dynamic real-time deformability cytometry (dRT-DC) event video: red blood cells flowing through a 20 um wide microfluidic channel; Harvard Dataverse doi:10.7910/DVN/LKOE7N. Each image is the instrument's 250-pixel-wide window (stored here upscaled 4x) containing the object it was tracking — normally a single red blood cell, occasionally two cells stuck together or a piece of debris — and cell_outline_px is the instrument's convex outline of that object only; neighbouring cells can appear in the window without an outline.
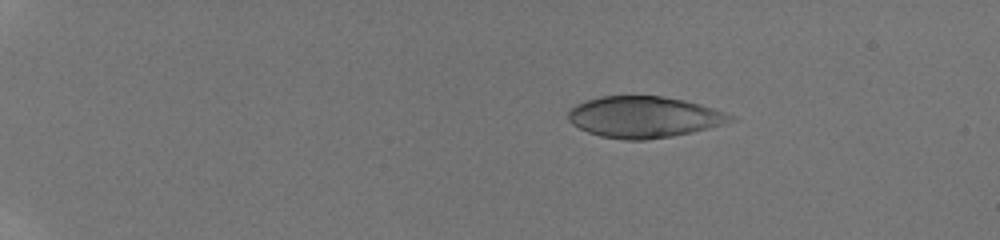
{"species": "human", "species_latin": "Homo sapiens", "temperature_condition": "room temperature", "stored_images_in_passage": 42, "camera_frame_rate_fps": 3000, "um_per_image_px": 0.085, "donor": {"sex": "male"}, "frame": {"image": 1, "passage_image": 4, "time_ms": 2.333, "image_size_px": [1000, 240], "cell_outline_px": [[736, 120], [724, 124], [692, 132], [672, 136], [644, 140], [624, 140], [600, 136], [588, 132], [572, 124], [568, 120], [568, 112], [576, 104], [600, 96], [664, 96], [684, 100], [700, 104], [736, 116]], "centroid_in_image_um": [54.75, 9.95], "position_along_channel_um": 30.2, "area_um2": 39.02}}
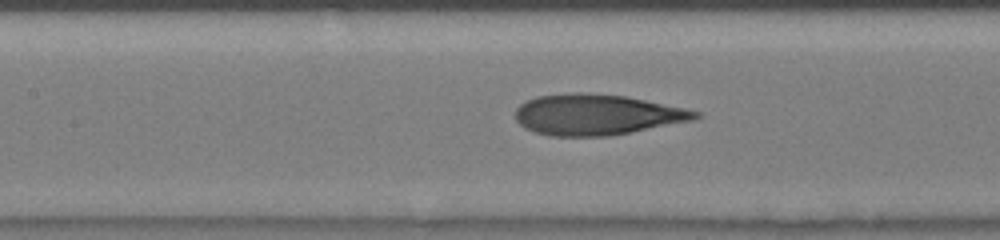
{"frame": {"image": 2, "passage_image": 22, "time_ms": 8.333, "image_size_px": [1000, 240], "cell_outline_px": [[700, 116], [692, 120], [608, 136], [548, 136], [524, 128], [516, 120], [516, 108], [520, 104], [536, 96], [572, 92], [584, 92], [624, 96], [684, 108], [700, 112]], "centroid_in_image_um": [50.66, 9.74], "position_along_channel_um": 156.7, "area_um2": 42.37}}
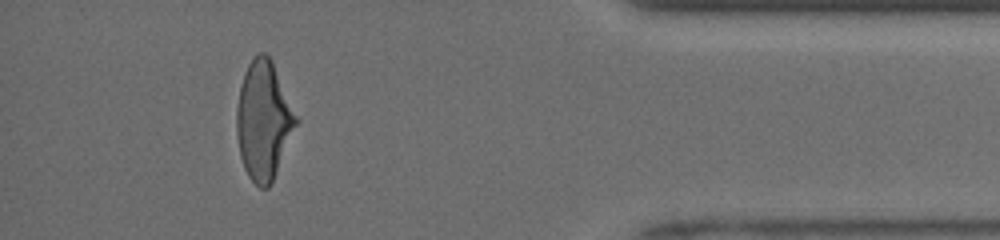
{"frame": {"image": 3, "passage_image": 38, "time_ms": 15.333, "image_size_px": [1000, 240], "cell_outline_px": [[300, 120], [272, 184], [268, 188], [260, 188], [248, 176], [244, 168], [240, 156], [236, 136], [236, 108], [240, 88], [248, 64], [260, 52], [264, 52], [272, 60]], "centroid_in_image_um": [22.43, 10.28], "position_along_channel_um": 412.8, "area_um2": 41.44}, "authors_computed_cell_mechanics": {"area_um2": 41.4426, "velocity_mm_per_s": 4.1088, "shape_relaxation_time_tau1_ms": 3.8391, "shape_relaxation_time_tau2_ms": 0.9916, "deformation_change_tau1": 0.1946, "deformation_change_tau2": 0.081}}